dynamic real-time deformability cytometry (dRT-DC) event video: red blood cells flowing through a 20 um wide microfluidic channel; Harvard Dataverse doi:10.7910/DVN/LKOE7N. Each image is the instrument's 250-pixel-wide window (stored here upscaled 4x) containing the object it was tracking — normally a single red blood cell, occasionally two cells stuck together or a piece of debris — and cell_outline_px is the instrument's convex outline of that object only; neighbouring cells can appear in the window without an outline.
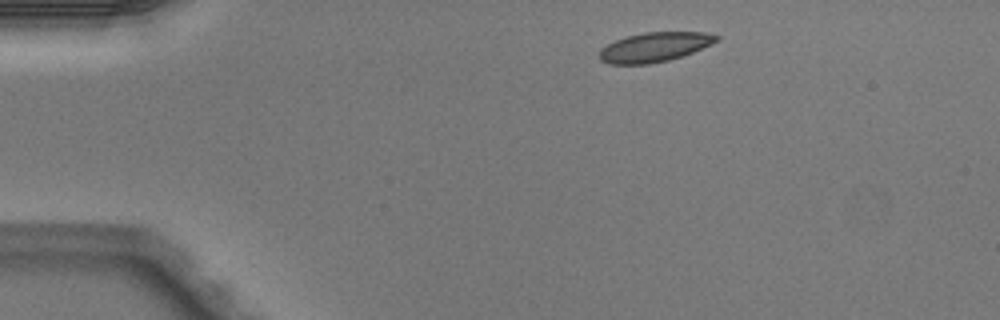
{"species": "Egyptian fruit bat (a non-hibernating species)", "species_latin": "Rousettus aegyptiacus", "temperature_condition": "warm", "stored_images_in_passage": 42, "camera_frame_rate_fps": 3000, "um_per_image_px": 0.085, "animal": {"sex": "male"}, "frame": {"image": 1, "passage_image": 1, "time_ms": 0.0, "image_size_px": [1000, 320], "cell_outline_px": [[720, 40], [712, 44], [692, 52], [668, 60], [648, 64], [608, 64], [600, 60], [600, 48], [616, 40], [628, 36], [644, 32], [704, 32], [720, 36]], "centroid_in_image_um": [55.64, 4.0], "position_along_channel_um": 29.4, "area_um2": 20.0}}
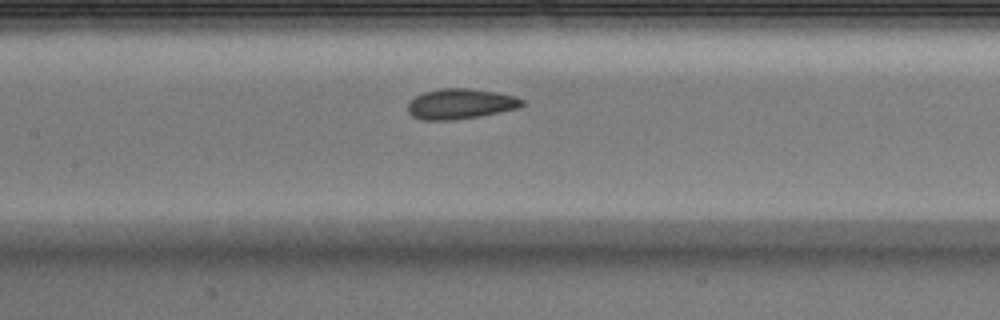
{"frame": {"image": 2, "passage_image": 16, "time_ms": 5.0, "image_size_px": [1000, 320], "cell_outline_px": [[524, 104], [520, 108], [480, 116], [456, 120], [420, 120], [412, 116], [408, 112], [408, 100], [424, 92], [440, 88], [468, 88], [496, 92], [512, 96], [524, 100]], "centroid_in_image_um": [39.11, 8.84], "position_along_channel_um": 168.3, "area_um2": 20.35}}
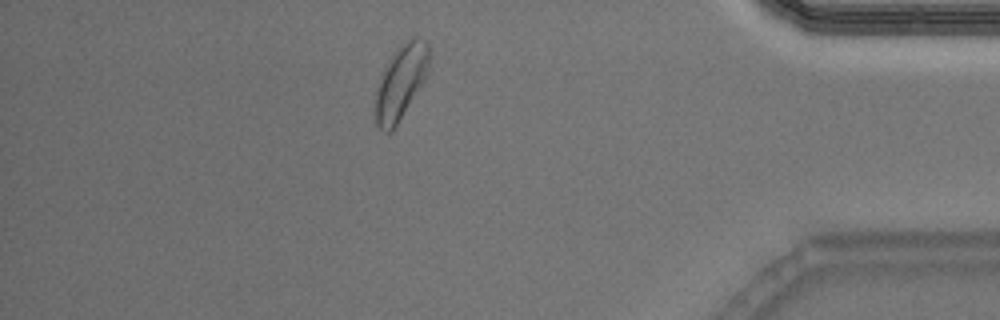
{"frame": {"image": 3, "passage_image": 36, "time_ms": 11.667, "image_size_px": [1000, 320], "cell_outline_px": [[428, 76], [392, 132], [384, 132], [376, 124], [376, 92], [380, 76], [388, 60], [396, 48], [400, 44], [412, 36], [416, 36], [428, 40]], "centroid_in_image_um": [34.09, 6.94], "position_along_channel_um": 401.1, "area_um2": 23.47}, "authors_computed_cell_mechanics": {"area_um2": 20.7213, "velocity_mm_per_s": 4.0179, "shape_relaxation_time_tau1_ms": 3.8794, "shape_relaxation_time_tau2_ms": 1.0514, "deformation_change_tau1": 0.0976, "deformation_change_tau2": 0.0391}}